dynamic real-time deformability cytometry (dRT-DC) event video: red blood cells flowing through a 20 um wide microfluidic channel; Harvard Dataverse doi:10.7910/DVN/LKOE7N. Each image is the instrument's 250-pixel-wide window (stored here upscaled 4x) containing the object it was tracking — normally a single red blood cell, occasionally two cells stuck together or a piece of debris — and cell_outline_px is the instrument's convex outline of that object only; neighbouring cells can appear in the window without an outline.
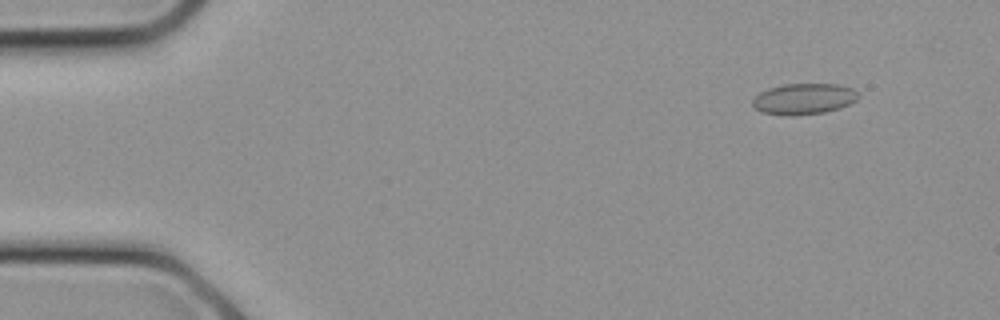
{"species": "common noctule bat (a hibernating species)", "species_latin": "Nyctalus noctula", "temperature_condition": "cold", "stored_images_in_passage": 11, "camera_frame_rate_fps": 3000, "um_per_image_px": 0.085, "animal": {"sex": "female", "body_mass_g": 21.9}, "frame": {"image": 1, "passage_image": 3, "time_ms": 0.667, "image_size_px": [1000, 320], "cell_outline_px": [[860, 96], [856, 100], [840, 108], [824, 112], [792, 116], [784, 116], [760, 112], [752, 104], [752, 100], [760, 92], [768, 88], [784, 84], [836, 84], [852, 88]], "centroid_in_image_um": [68.3, 8.41], "position_along_channel_um": 16.7, "area_um2": 19.13}}
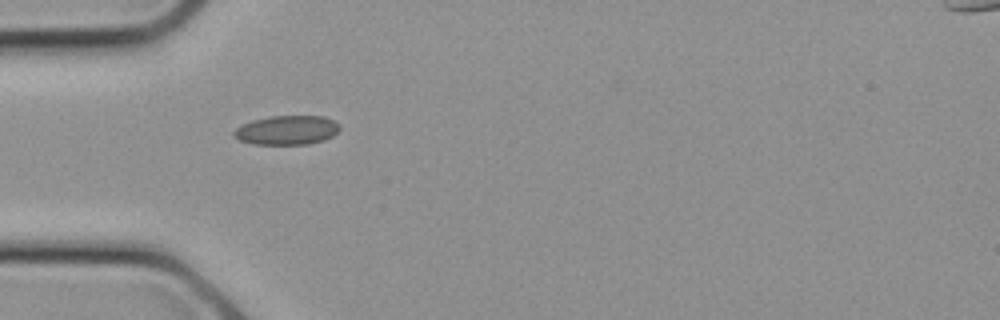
{"frame": {"image": 2, "passage_image": 8, "time_ms": 2.333, "image_size_px": [1000, 320], "cell_outline_px": [[340, 128], [332, 136], [324, 140], [308, 144], [252, 144], [240, 140], [232, 136], [232, 132], [240, 124], [252, 120], [268, 116], [324, 116], [340, 124]], "centroid_in_image_um": [24.35, 11.06], "position_along_channel_um": 60.7, "area_um2": 18.15}}
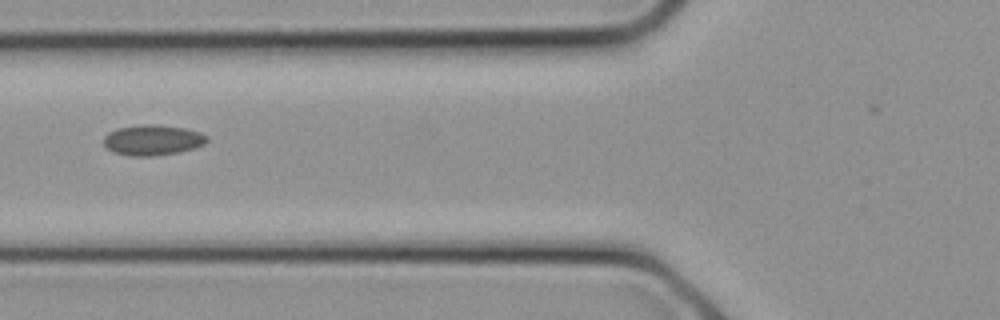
{"frame": {"image": 3, "passage_image": 10, "time_ms": 3.0, "image_size_px": [1000, 320], "cell_outline_px": [[208, 140], [204, 144], [196, 148], [180, 152], [152, 156], [132, 156], [112, 152], [104, 144], [104, 136], [108, 132], [116, 128], [144, 124], [152, 124], [184, 128], [200, 132], [208, 136]], "centroid_in_image_um": [12.98, 11.91], "position_along_channel_um": 112.8, "area_um2": 18.44}}